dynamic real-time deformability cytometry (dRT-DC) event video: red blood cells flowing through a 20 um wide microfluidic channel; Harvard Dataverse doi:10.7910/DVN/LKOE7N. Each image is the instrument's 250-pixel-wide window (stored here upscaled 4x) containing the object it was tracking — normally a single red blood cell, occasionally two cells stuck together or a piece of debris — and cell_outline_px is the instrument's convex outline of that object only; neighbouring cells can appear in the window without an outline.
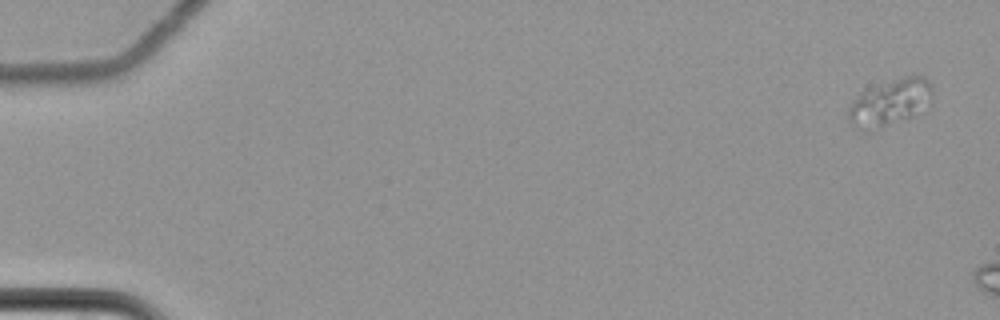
{"species": "common noctule bat (a hibernating species)", "species_latin": "Nyctalus noctula", "temperature_condition": "cold", "stored_images_in_passage": 4, "camera_frame_rate_fps": 3000, "um_per_image_px": 0.085, "animal": {"sex": "female", "body_mass_g": 22.7, "forearm_length_mm": 54.2}, "frame": {"image": 1, "passage_image": 1, "time_ms": 0.0, "image_size_px": [1000, 320], "cell_outline_px": [[932, 104], [912, 116], [868, 132], [860, 132], [856, 128], [848, 116], [848, 108], [852, 100], [864, 88], [904, 76], [924, 76], [932, 84]], "centroid_in_image_um": [75.64, 8.7], "position_along_channel_um": 9.4, "area_um2": 23.29}}